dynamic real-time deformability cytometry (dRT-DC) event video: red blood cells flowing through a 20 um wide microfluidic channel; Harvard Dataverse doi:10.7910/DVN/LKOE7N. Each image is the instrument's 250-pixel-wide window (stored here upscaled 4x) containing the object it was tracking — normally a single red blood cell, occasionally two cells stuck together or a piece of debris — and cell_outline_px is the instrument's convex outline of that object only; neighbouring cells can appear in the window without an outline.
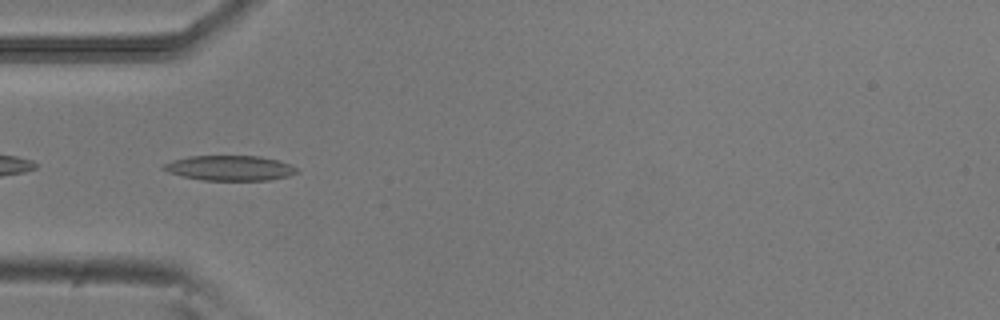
{"species": "common noctule bat (a hibernating species)", "species_latin": "Nyctalus noctula", "temperature_condition": "room temperature", "stored_images_in_passage": 52, "camera_frame_rate_fps": 3000, "um_per_image_px": 0.085, "animal": {"sex": "male", "body_mass_g": 20.5, "forearm_length_mm": 52.5}, "frame": {"image": 1, "passage_image": 16, "time_ms": 5.0, "image_size_px": [1000, 320], "cell_outline_px": [[296, 172], [288, 176], [268, 180], [204, 180], [184, 176], [168, 172], [160, 168], [164, 164], [172, 160], [188, 156], [260, 156], [292, 164], [296, 168]], "centroid_in_image_um": [19.51, 14.27], "position_along_channel_um": 65.5, "area_um2": 19.31}}
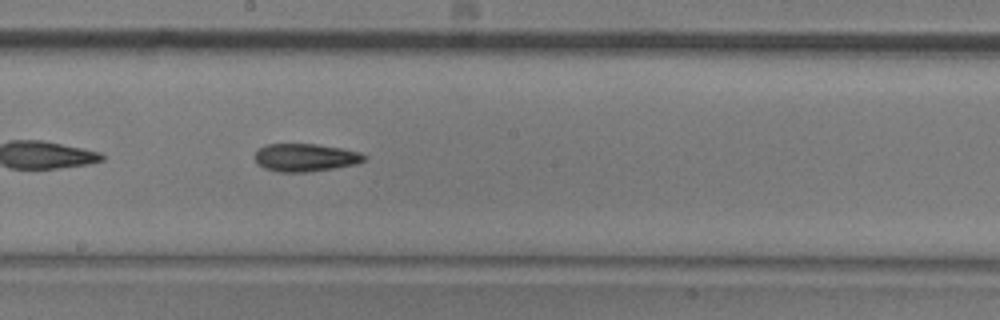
{"frame": {"image": 2, "passage_image": 28, "time_ms": 9.0, "image_size_px": [1000, 320], "cell_outline_px": [[368, 156], [364, 160], [356, 164], [332, 168], [304, 172], [280, 172], [264, 168], [256, 164], [256, 152], [260, 148], [268, 144], [316, 144], [340, 148], [360, 152]], "centroid_in_image_um": [25.96, 13.39], "position_along_channel_um": 222.2, "area_um2": 17.57}}
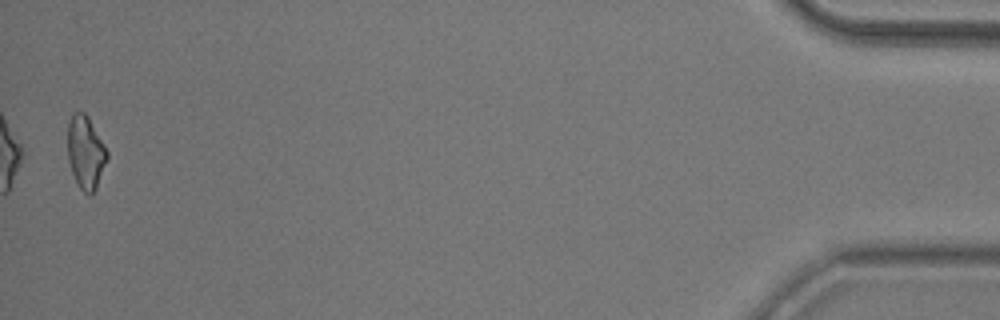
{"frame": {"image": 3, "passage_image": 51, "time_ms": 16.667, "image_size_px": [1000, 320], "cell_outline_px": [[108, 156], [96, 188], [92, 196], [88, 196], [80, 188], [72, 172], [68, 160], [68, 124], [72, 112], [84, 112], [88, 116], [104, 144], [108, 152]], "centroid_in_image_um": [7.27, 12.95], "position_along_channel_um": 427.9, "area_um2": 16.7}, "authors_computed_cell_mechanics": {"area_um2": 17.8313, "velocity_mm_per_s": 3.8996, "shape_relaxation_time_tau1_ms": 4.8203, "shape_relaxation_time_tau2_ms": 7.7318, "deformation_change_tau1": 0.1378, "deformation_change_tau2": 0.1762}}